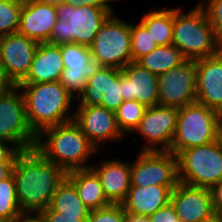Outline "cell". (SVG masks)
Here are the masks:
<instances>
[{
  "mask_svg": "<svg viewBox=\"0 0 222 222\" xmlns=\"http://www.w3.org/2000/svg\"><path fill=\"white\" fill-rule=\"evenodd\" d=\"M67 173L60 166L45 160L35 149L21 152L16 158L12 175L22 213L26 217H37L47 209Z\"/></svg>",
  "mask_w": 222,
  "mask_h": 222,
  "instance_id": "cell-1",
  "label": "cell"
},
{
  "mask_svg": "<svg viewBox=\"0 0 222 222\" xmlns=\"http://www.w3.org/2000/svg\"><path fill=\"white\" fill-rule=\"evenodd\" d=\"M34 149L45 160L67 172L90 168L91 164L88 165L87 161L97 152L74 120L42 130L37 135Z\"/></svg>",
  "mask_w": 222,
  "mask_h": 222,
  "instance_id": "cell-2",
  "label": "cell"
},
{
  "mask_svg": "<svg viewBox=\"0 0 222 222\" xmlns=\"http://www.w3.org/2000/svg\"><path fill=\"white\" fill-rule=\"evenodd\" d=\"M18 86L24 97L28 124L36 135L45 128L73 120L74 112L69 108L74 98L59 81Z\"/></svg>",
  "mask_w": 222,
  "mask_h": 222,
  "instance_id": "cell-3",
  "label": "cell"
},
{
  "mask_svg": "<svg viewBox=\"0 0 222 222\" xmlns=\"http://www.w3.org/2000/svg\"><path fill=\"white\" fill-rule=\"evenodd\" d=\"M172 44L190 60L214 56L222 50L207 13L199 3L188 12L174 8Z\"/></svg>",
  "mask_w": 222,
  "mask_h": 222,
  "instance_id": "cell-4",
  "label": "cell"
},
{
  "mask_svg": "<svg viewBox=\"0 0 222 222\" xmlns=\"http://www.w3.org/2000/svg\"><path fill=\"white\" fill-rule=\"evenodd\" d=\"M58 20L55 23L48 44H78L90 47L102 24L112 14L108 9L88 5H67L56 3Z\"/></svg>",
  "mask_w": 222,
  "mask_h": 222,
  "instance_id": "cell-5",
  "label": "cell"
},
{
  "mask_svg": "<svg viewBox=\"0 0 222 222\" xmlns=\"http://www.w3.org/2000/svg\"><path fill=\"white\" fill-rule=\"evenodd\" d=\"M218 112L198 102L178 109L177 125L170 153L214 142L221 137Z\"/></svg>",
  "mask_w": 222,
  "mask_h": 222,
  "instance_id": "cell-6",
  "label": "cell"
},
{
  "mask_svg": "<svg viewBox=\"0 0 222 222\" xmlns=\"http://www.w3.org/2000/svg\"><path fill=\"white\" fill-rule=\"evenodd\" d=\"M176 156L179 182L210 189L222 180V137L184 149Z\"/></svg>",
  "mask_w": 222,
  "mask_h": 222,
  "instance_id": "cell-7",
  "label": "cell"
},
{
  "mask_svg": "<svg viewBox=\"0 0 222 222\" xmlns=\"http://www.w3.org/2000/svg\"><path fill=\"white\" fill-rule=\"evenodd\" d=\"M93 64L122 70L132 62L131 23L111 14L90 46Z\"/></svg>",
  "mask_w": 222,
  "mask_h": 222,
  "instance_id": "cell-8",
  "label": "cell"
},
{
  "mask_svg": "<svg viewBox=\"0 0 222 222\" xmlns=\"http://www.w3.org/2000/svg\"><path fill=\"white\" fill-rule=\"evenodd\" d=\"M0 139L13 144L20 152L35 148L37 135L28 124L24 97L18 85L10 86L0 95Z\"/></svg>",
  "mask_w": 222,
  "mask_h": 222,
  "instance_id": "cell-9",
  "label": "cell"
},
{
  "mask_svg": "<svg viewBox=\"0 0 222 222\" xmlns=\"http://www.w3.org/2000/svg\"><path fill=\"white\" fill-rule=\"evenodd\" d=\"M130 164L131 186H176L177 156L169 151H141Z\"/></svg>",
  "mask_w": 222,
  "mask_h": 222,
  "instance_id": "cell-10",
  "label": "cell"
},
{
  "mask_svg": "<svg viewBox=\"0 0 222 222\" xmlns=\"http://www.w3.org/2000/svg\"><path fill=\"white\" fill-rule=\"evenodd\" d=\"M196 60L183 63L158 76V105L180 109L196 102Z\"/></svg>",
  "mask_w": 222,
  "mask_h": 222,
  "instance_id": "cell-11",
  "label": "cell"
},
{
  "mask_svg": "<svg viewBox=\"0 0 222 222\" xmlns=\"http://www.w3.org/2000/svg\"><path fill=\"white\" fill-rule=\"evenodd\" d=\"M177 117V108L159 105L147 107L138 127L134 130L147 141L141 151H169L176 130Z\"/></svg>",
  "mask_w": 222,
  "mask_h": 222,
  "instance_id": "cell-12",
  "label": "cell"
},
{
  "mask_svg": "<svg viewBox=\"0 0 222 222\" xmlns=\"http://www.w3.org/2000/svg\"><path fill=\"white\" fill-rule=\"evenodd\" d=\"M38 44L18 32L0 37V69L12 85L26 77Z\"/></svg>",
  "mask_w": 222,
  "mask_h": 222,
  "instance_id": "cell-13",
  "label": "cell"
},
{
  "mask_svg": "<svg viewBox=\"0 0 222 222\" xmlns=\"http://www.w3.org/2000/svg\"><path fill=\"white\" fill-rule=\"evenodd\" d=\"M73 120L79 125L89 142L100 151L103 142L122 139L116 114L100 105L78 106Z\"/></svg>",
  "mask_w": 222,
  "mask_h": 222,
  "instance_id": "cell-14",
  "label": "cell"
},
{
  "mask_svg": "<svg viewBox=\"0 0 222 222\" xmlns=\"http://www.w3.org/2000/svg\"><path fill=\"white\" fill-rule=\"evenodd\" d=\"M170 202L182 222H200L215 214L209 188L178 182Z\"/></svg>",
  "mask_w": 222,
  "mask_h": 222,
  "instance_id": "cell-15",
  "label": "cell"
},
{
  "mask_svg": "<svg viewBox=\"0 0 222 222\" xmlns=\"http://www.w3.org/2000/svg\"><path fill=\"white\" fill-rule=\"evenodd\" d=\"M123 100H136L146 107L158 105V76L136 62L120 70Z\"/></svg>",
  "mask_w": 222,
  "mask_h": 222,
  "instance_id": "cell-16",
  "label": "cell"
},
{
  "mask_svg": "<svg viewBox=\"0 0 222 222\" xmlns=\"http://www.w3.org/2000/svg\"><path fill=\"white\" fill-rule=\"evenodd\" d=\"M57 20L56 3L33 0L23 4L17 32L37 43H47Z\"/></svg>",
  "mask_w": 222,
  "mask_h": 222,
  "instance_id": "cell-17",
  "label": "cell"
},
{
  "mask_svg": "<svg viewBox=\"0 0 222 222\" xmlns=\"http://www.w3.org/2000/svg\"><path fill=\"white\" fill-rule=\"evenodd\" d=\"M196 102L218 111L222 107V50L196 60Z\"/></svg>",
  "mask_w": 222,
  "mask_h": 222,
  "instance_id": "cell-18",
  "label": "cell"
},
{
  "mask_svg": "<svg viewBox=\"0 0 222 222\" xmlns=\"http://www.w3.org/2000/svg\"><path fill=\"white\" fill-rule=\"evenodd\" d=\"M63 70L61 45L39 43L30 69L19 84L56 82Z\"/></svg>",
  "mask_w": 222,
  "mask_h": 222,
  "instance_id": "cell-19",
  "label": "cell"
},
{
  "mask_svg": "<svg viewBox=\"0 0 222 222\" xmlns=\"http://www.w3.org/2000/svg\"><path fill=\"white\" fill-rule=\"evenodd\" d=\"M90 168L97 174L106 198L112 204H121L131 186L130 164L121 160L103 161Z\"/></svg>",
  "mask_w": 222,
  "mask_h": 222,
  "instance_id": "cell-20",
  "label": "cell"
},
{
  "mask_svg": "<svg viewBox=\"0 0 222 222\" xmlns=\"http://www.w3.org/2000/svg\"><path fill=\"white\" fill-rule=\"evenodd\" d=\"M175 187L161 185L130 186L121 205L125 212L150 216L170 202L171 193Z\"/></svg>",
  "mask_w": 222,
  "mask_h": 222,
  "instance_id": "cell-21",
  "label": "cell"
},
{
  "mask_svg": "<svg viewBox=\"0 0 222 222\" xmlns=\"http://www.w3.org/2000/svg\"><path fill=\"white\" fill-rule=\"evenodd\" d=\"M67 179L74 185L79 198L90 210L112 204L105 196L100 179L91 168L68 171Z\"/></svg>",
  "mask_w": 222,
  "mask_h": 222,
  "instance_id": "cell-22",
  "label": "cell"
},
{
  "mask_svg": "<svg viewBox=\"0 0 222 222\" xmlns=\"http://www.w3.org/2000/svg\"><path fill=\"white\" fill-rule=\"evenodd\" d=\"M49 207L54 212L78 219H88L91 211L84 205L74 185L67 178L54 194Z\"/></svg>",
  "mask_w": 222,
  "mask_h": 222,
  "instance_id": "cell-23",
  "label": "cell"
},
{
  "mask_svg": "<svg viewBox=\"0 0 222 222\" xmlns=\"http://www.w3.org/2000/svg\"><path fill=\"white\" fill-rule=\"evenodd\" d=\"M174 8L151 10L140 19L158 46L172 45Z\"/></svg>",
  "mask_w": 222,
  "mask_h": 222,
  "instance_id": "cell-24",
  "label": "cell"
},
{
  "mask_svg": "<svg viewBox=\"0 0 222 222\" xmlns=\"http://www.w3.org/2000/svg\"><path fill=\"white\" fill-rule=\"evenodd\" d=\"M186 60L184 55L172 44L158 46L149 54L139 58L136 63L159 76L180 65Z\"/></svg>",
  "mask_w": 222,
  "mask_h": 222,
  "instance_id": "cell-25",
  "label": "cell"
},
{
  "mask_svg": "<svg viewBox=\"0 0 222 222\" xmlns=\"http://www.w3.org/2000/svg\"><path fill=\"white\" fill-rule=\"evenodd\" d=\"M111 81V67L96 66L90 70L87 84L79 95L78 106L99 105L103 94L107 92Z\"/></svg>",
  "mask_w": 222,
  "mask_h": 222,
  "instance_id": "cell-26",
  "label": "cell"
},
{
  "mask_svg": "<svg viewBox=\"0 0 222 222\" xmlns=\"http://www.w3.org/2000/svg\"><path fill=\"white\" fill-rule=\"evenodd\" d=\"M25 217L18 205L15 181L11 174L0 181V219L3 222H20Z\"/></svg>",
  "mask_w": 222,
  "mask_h": 222,
  "instance_id": "cell-27",
  "label": "cell"
},
{
  "mask_svg": "<svg viewBox=\"0 0 222 222\" xmlns=\"http://www.w3.org/2000/svg\"><path fill=\"white\" fill-rule=\"evenodd\" d=\"M61 53L64 68L82 72H90L94 66L90 47L73 43L63 44L61 45Z\"/></svg>",
  "mask_w": 222,
  "mask_h": 222,
  "instance_id": "cell-28",
  "label": "cell"
},
{
  "mask_svg": "<svg viewBox=\"0 0 222 222\" xmlns=\"http://www.w3.org/2000/svg\"><path fill=\"white\" fill-rule=\"evenodd\" d=\"M147 107L136 100H125L115 112L119 130L125 133H134Z\"/></svg>",
  "mask_w": 222,
  "mask_h": 222,
  "instance_id": "cell-29",
  "label": "cell"
},
{
  "mask_svg": "<svg viewBox=\"0 0 222 222\" xmlns=\"http://www.w3.org/2000/svg\"><path fill=\"white\" fill-rule=\"evenodd\" d=\"M23 4L14 0H0V37L17 32Z\"/></svg>",
  "mask_w": 222,
  "mask_h": 222,
  "instance_id": "cell-30",
  "label": "cell"
},
{
  "mask_svg": "<svg viewBox=\"0 0 222 222\" xmlns=\"http://www.w3.org/2000/svg\"><path fill=\"white\" fill-rule=\"evenodd\" d=\"M157 47V43L140 22L134 25L131 23L132 62H136L139 58L149 54Z\"/></svg>",
  "mask_w": 222,
  "mask_h": 222,
  "instance_id": "cell-31",
  "label": "cell"
},
{
  "mask_svg": "<svg viewBox=\"0 0 222 222\" xmlns=\"http://www.w3.org/2000/svg\"><path fill=\"white\" fill-rule=\"evenodd\" d=\"M122 91L120 88V69L111 67V81L107 92L103 94L100 106L116 112L123 103Z\"/></svg>",
  "mask_w": 222,
  "mask_h": 222,
  "instance_id": "cell-32",
  "label": "cell"
},
{
  "mask_svg": "<svg viewBox=\"0 0 222 222\" xmlns=\"http://www.w3.org/2000/svg\"><path fill=\"white\" fill-rule=\"evenodd\" d=\"M90 72H82L64 68L59 83L69 92L73 98H78L87 84Z\"/></svg>",
  "mask_w": 222,
  "mask_h": 222,
  "instance_id": "cell-33",
  "label": "cell"
},
{
  "mask_svg": "<svg viewBox=\"0 0 222 222\" xmlns=\"http://www.w3.org/2000/svg\"><path fill=\"white\" fill-rule=\"evenodd\" d=\"M87 222H125V211L121 204L91 210Z\"/></svg>",
  "mask_w": 222,
  "mask_h": 222,
  "instance_id": "cell-34",
  "label": "cell"
},
{
  "mask_svg": "<svg viewBox=\"0 0 222 222\" xmlns=\"http://www.w3.org/2000/svg\"><path fill=\"white\" fill-rule=\"evenodd\" d=\"M205 2L201 0L199 4H201L207 13L216 39L222 44V0H207Z\"/></svg>",
  "mask_w": 222,
  "mask_h": 222,
  "instance_id": "cell-35",
  "label": "cell"
},
{
  "mask_svg": "<svg viewBox=\"0 0 222 222\" xmlns=\"http://www.w3.org/2000/svg\"><path fill=\"white\" fill-rule=\"evenodd\" d=\"M148 218L149 222H182L178 218L171 202L158 209L154 214L148 216Z\"/></svg>",
  "mask_w": 222,
  "mask_h": 222,
  "instance_id": "cell-36",
  "label": "cell"
},
{
  "mask_svg": "<svg viewBox=\"0 0 222 222\" xmlns=\"http://www.w3.org/2000/svg\"><path fill=\"white\" fill-rule=\"evenodd\" d=\"M37 217L42 222H87V219H78V217L64 216L54 212L50 207L42 211Z\"/></svg>",
  "mask_w": 222,
  "mask_h": 222,
  "instance_id": "cell-37",
  "label": "cell"
},
{
  "mask_svg": "<svg viewBox=\"0 0 222 222\" xmlns=\"http://www.w3.org/2000/svg\"><path fill=\"white\" fill-rule=\"evenodd\" d=\"M20 153L13 144L0 139V163H15Z\"/></svg>",
  "mask_w": 222,
  "mask_h": 222,
  "instance_id": "cell-38",
  "label": "cell"
},
{
  "mask_svg": "<svg viewBox=\"0 0 222 222\" xmlns=\"http://www.w3.org/2000/svg\"><path fill=\"white\" fill-rule=\"evenodd\" d=\"M61 1L71 6L88 5L92 7H102L108 9L112 14L114 13L113 8L110 4V2L114 0H61Z\"/></svg>",
  "mask_w": 222,
  "mask_h": 222,
  "instance_id": "cell-39",
  "label": "cell"
},
{
  "mask_svg": "<svg viewBox=\"0 0 222 222\" xmlns=\"http://www.w3.org/2000/svg\"><path fill=\"white\" fill-rule=\"evenodd\" d=\"M215 213H222V180L210 188Z\"/></svg>",
  "mask_w": 222,
  "mask_h": 222,
  "instance_id": "cell-40",
  "label": "cell"
},
{
  "mask_svg": "<svg viewBox=\"0 0 222 222\" xmlns=\"http://www.w3.org/2000/svg\"><path fill=\"white\" fill-rule=\"evenodd\" d=\"M15 163H0V181L8 178L12 174Z\"/></svg>",
  "mask_w": 222,
  "mask_h": 222,
  "instance_id": "cell-41",
  "label": "cell"
},
{
  "mask_svg": "<svg viewBox=\"0 0 222 222\" xmlns=\"http://www.w3.org/2000/svg\"><path fill=\"white\" fill-rule=\"evenodd\" d=\"M125 222H149L148 216L125 212Z\"/></svg>",
  "mask_w": 222,
  "mask_h": 222,
  "instance_id": "cell-42",
  "label": "cell"
},
{
  "mask_svg": "<svg viewBox=\"0 0 222 222\" xmlns=\"http://www.w3.org/2000/svg\"><path fill=\"white\" fill-rule=\"evenodd\" d=\"M10 86H12V84L5 78L3 71L0 69V95Z\"/></svg>",
  "mask_w": 222,
  "mask_h": 222,
  "instance_id": "cell-43",
  "label": "cell"
},
{
  "mask_svg": "<svg viewBox=\"0 0 222 222\" xmlns=\"http://www.w3.org/2000/svg\"><path fill=\"white\" fill-rule=\"evenodd\" d=\"M200 222H222V216H221V214L215 213L211 217H209L205 220H202Z\"/></svg>",
  "mask_w": 222,
  "mask_h": 222,
  "instance_id": "cell-44",
  "label": "cell"
},
{
  "mask_svg": "<svg viewBox=\"0 0 222 222\" xmlns=\"http://www.w3.org/2000/svg\"><path fill=\"white\" fill-rule=\"evenodd\" d=\"M30 222H42L38 217H30Z\"/></svg>",
  "mask_w": 222,
  "mask_h": 222,
  "instance_id": "cell-45",
  "label": "cell"
},
{
  "mask_svg": "<svg viewBox=\"0 0 222 222\" xmlns=\"http://www.w3.org/2000/svg\"><path fill=\"white\" fill-rule=\"evenodd\" d=\"M14 1H17V2H20L22 4H25V3H29V2H31L33 0H14Z\"/></svg>",
  "mask_w": 222,
  "mask_h": 222,
  "instance_id": "cell-46",
  "label": "cell"
},
{
  "mask_svg": "<svg viewBox=\"0 0 222 222\" xmlns=\"http://www.w3.org/2000/svg\"><path fill=\"white\" fill-rule=\"evenodd\" d=\"M39 1L57 3V2H60L61 0H39Z\"/></svg>",
  "mask_w": 222,
  "mask_h": 222,
  "instance_id": "cell-47",
  "label": "cell"
},
{
  "mask_svg": "<svg viewBox=\"0 0 222 222\" xmlns=\"http://www.w3.org/2000/svg\"><path fill=\"white\" fill-rule=\"evenodd\" d=\"M217 112H218L220 120L222 121V107Z\"/></svg>",
  "mask_w": 222,
  "mask_h": 222,
  "instance_id": "cell-48",
  "label": "cell"
},
{
  "mask_svg": "<svg viewBox=\"0 0 222 222\" xmlns=\"http://www.w3.org/2000/svg\"><path fill=\"white\" fill-rule=\"evenodd\" d=\"M20 222H30V217H25L22 221Z\"/></svg>",
  "mask_w": 222,
  "mask_h": 222,
  "instance_id": "cell-49",
  "label": "cell"
}]
</instances>
